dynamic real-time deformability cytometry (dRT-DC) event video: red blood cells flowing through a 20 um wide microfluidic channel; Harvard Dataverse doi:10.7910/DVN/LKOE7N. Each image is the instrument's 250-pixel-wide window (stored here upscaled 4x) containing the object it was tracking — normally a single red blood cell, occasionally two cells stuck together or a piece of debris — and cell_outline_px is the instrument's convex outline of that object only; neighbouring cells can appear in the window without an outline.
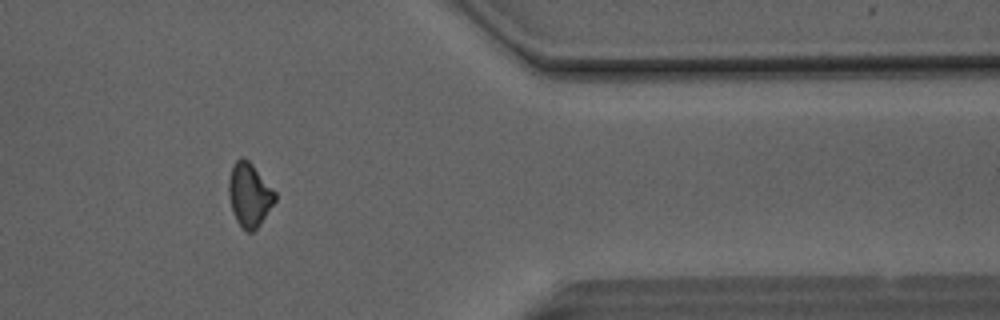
{"species": "Egyptian fruit bat (a non-hibernating species)", "species_latin": "Rousettus aegyptiacus", "temperature_condition": "room temperature", "stored_images_in_passage": 44, "camera_frame_rate_fps": 3000, "um_per_image_px": 0.085, "animal": {"sex": "male"}, "frame": {"image": 1, "passage_image": 35, "time_ms": 11.333, "image_size_px": [1000, 320], "cell_outline_px": [[276, 200], [260, 224], [252, 232], [248, 232], [236, 220], [232, 208], [228, 192], [228, 184], [232, 164], [240, 156], [244, 156], [252, 164], [276, 192]], "centroid_in_image_um": [21.2, 16.52], "position_along_channel_um": 390.2, "area_um2": 17.05}}
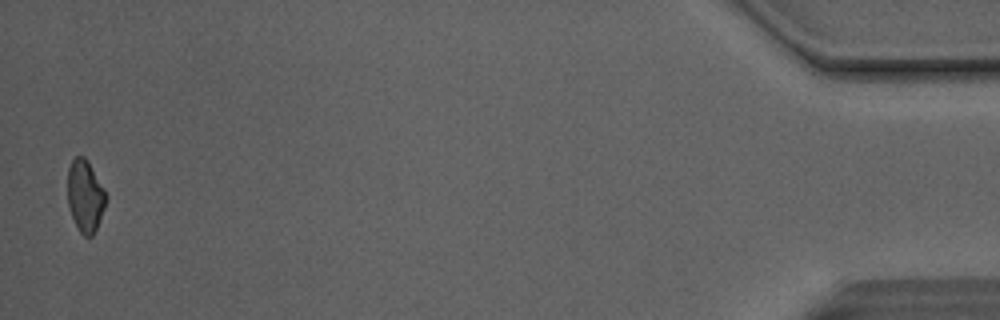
{"frame": {"image": 2, "passage_image": 43, "time_ms": 14.0, "image_size_px": [1000, 320], "cell_outline_px": [[108, 196], [104, 208], [96, 228], [92, 236], [84, 236], [80, 232], [72, 216], [68, 204], [68, 168], [72, 160], [76, 156], [84, 156], [88, 160], [104, 188]], "centroid_in_image_um": [7.25, 16.62], "position_along_channel_um": 428.0, "area_um2": 16.01}, "authors_computed_cell_mechanics": {"area_um2": 17.5134, "velocity_mm_per_s": 4.1428, "shape_relaxation_time_tau1_ms": null, "shape_relaxation_time_tau2_ms": 5.4033, "deformation_change_tau1": null, "deformation_change_tau2": 0.1399}}